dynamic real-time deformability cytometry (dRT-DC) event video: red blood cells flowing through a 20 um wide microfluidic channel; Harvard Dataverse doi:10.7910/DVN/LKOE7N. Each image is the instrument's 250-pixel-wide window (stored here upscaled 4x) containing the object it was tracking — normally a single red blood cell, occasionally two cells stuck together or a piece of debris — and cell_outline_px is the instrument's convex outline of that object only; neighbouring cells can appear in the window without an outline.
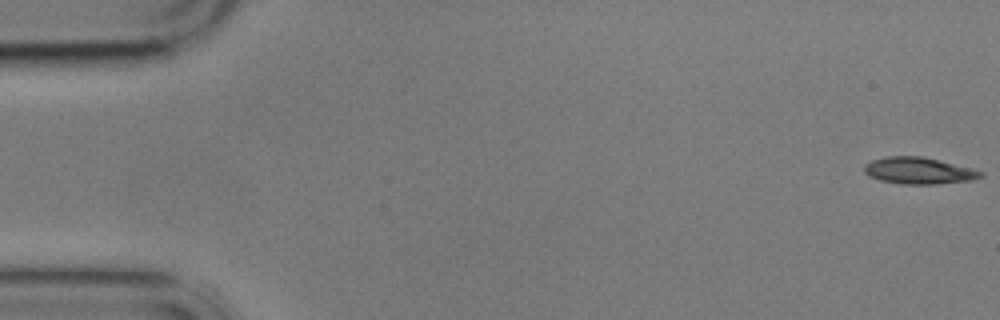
{"species": "common noctule bat (a hibernating species)", "species_latin": "Nyctalus noctula", "temperature_condition": "cold", "stored_images_in_passage": 10, "camera_frame_rate_fps": 3000, "um_per_image_px": 0.085, "animal": {"sex": "male", "body_mass_g": 17.9}, "frame": {"image": 1, "passage_image": 1, "time_ms": 0.0, "image_size_px": [1000, 320], "cell_outline_px": [[984, 176], [972, 180], [936, 184], [904, 184], [880, 180], [868, 176], [864, 172], [864, 164], [872, 160], [888, 156], [920, 156], [940, 160], [972, 168], [984, 172]], "centroid_in_image_um": [78.1, 14.51], "position_along_channel_um": 6.9, "area_um2": 18.15}}
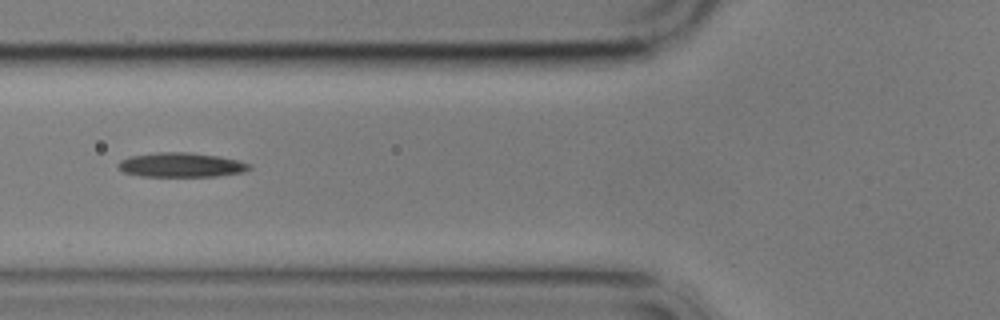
{"frame": {"image": 2, "passage_image": 7, "time_ms": 7.0, "image_size_px": [1000, 320], "cell_outline_px": [[252, 168], [244, 172], [216, 176], [140, 176], [124, 172], [116, 164], [120, 160], [128, 156], [156, 152], [188, 152], [220, 156], [252, 164]], "centroid_in_image_um": [15.39, 14.01], "position_along_channel_um": 110.4, "area_um2": 18.79}}
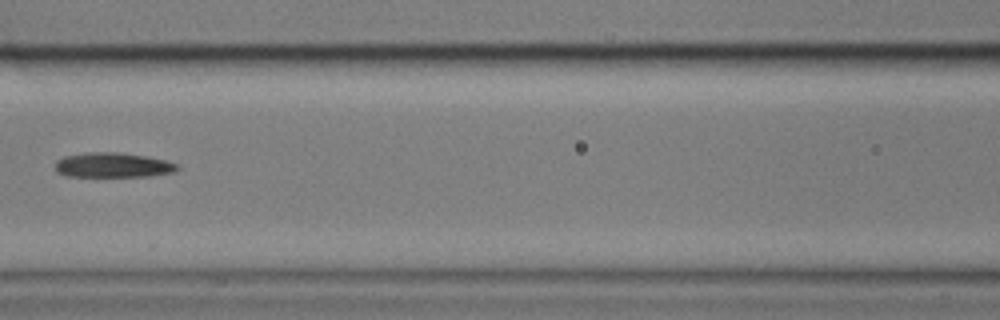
{"frame": {"image": 3, "passage_image": 8, "time_ms": 8.333, "image_size_px": [1000, 320], "cell_outline_px": [[180, 168], [176, 172], [152, 176], [64, 176], [56, 172], [56, 160], [64, 156], [88, 152], [120, 152], [148, 156], [180, 164]], "centroid_in_image_um": [9.64, 14.03], "position_along_channel_um": 157.0, "area_um2": 17.92}}